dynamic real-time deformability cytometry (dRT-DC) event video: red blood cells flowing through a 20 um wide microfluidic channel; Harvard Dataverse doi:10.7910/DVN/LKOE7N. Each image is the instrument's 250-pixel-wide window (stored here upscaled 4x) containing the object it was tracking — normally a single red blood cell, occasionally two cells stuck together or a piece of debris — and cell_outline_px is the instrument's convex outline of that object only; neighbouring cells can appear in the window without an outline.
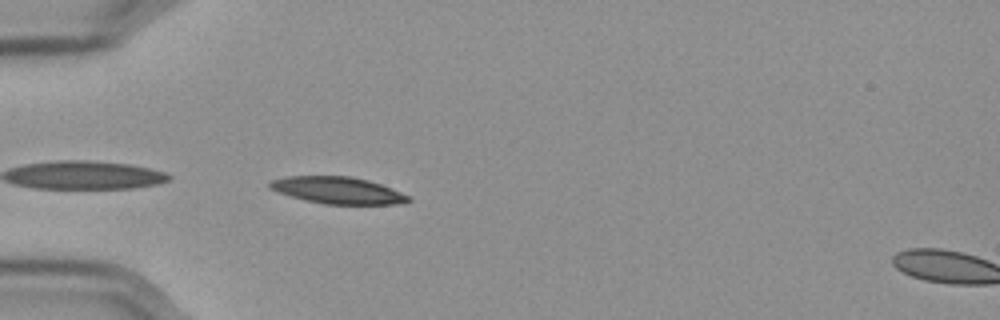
{"species": "Egyptian fruit bat (a non-hibernating species)", "species_latin": "Rousettus aegyptiacus", "temperature_condition": "cold", "stored_images_in_passage": 28, "camera_frame_rate_fps": 3000, "um_per_image_px": 0.085, "frame": {"image": 1, "passage_image": 1, "time_ms": 0.0, "image_size_px": [1000, 320], "cell_outline_px": [[412, 200], [396, 204], [324, 204], [304, 200], [276, 192], [268, 188], [268, 184], [272, 180], [288, 176], [352, 176], [368, 180], [392, 188], [408, 196]], "centroid_in_image_um": [28.66, 16.17], "position_along_channel_um": 56.3, "area_um2": 21.68}}
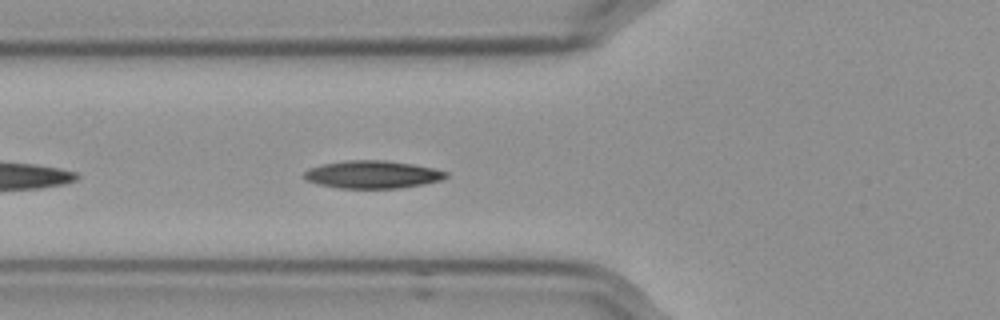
{"frame": {"image": 2, "passage_image": 5, "time_ms": 1.333, "image_size_px": [1000, 320], "cell_outline_px": [[448, 176], [440, 180], [424, 184], [400, 188], [336, 188], [304, 180], [304, 172], [308, 168], [320, 164], [344, 160], [384, 160], [412, 164], [432, 168], [448, 172]], "centroid_in_image_um": [31.62, 14.83], "position_along_channel_um": 94.2, "area_um2": 23.0}}
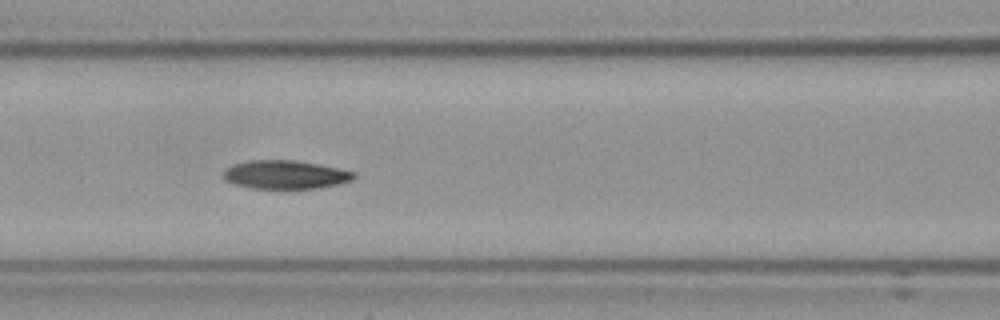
{"frame": {"image": 3, "passage_image": 9, "time_ms": 2.667, "image_size_px": [1000, 320], "cell_outline_px": [[356, 176], [352, 180], [336, 184], [312, 188], [252, 188], [232, 184], [224, 180], [224, 172], [232, 164], [248, 160], [292, 160], [316, 164], [356, 172]], "centroid_in_image_um": [24.2, 14.84], "position_along_channel_um": 142.4, "area_um2": 21.39}, "authors_computed_cell_mechanics": {"area_um2": 22.5131, "velocity_mm_per_s": 3.557, "shape_relaxation_time_tau1_ms": 3.725, "shape_relaxation_time_tau2_ms": null, "deformation_change_tau1": 0.1194, "deformation_change_tau2": null}}